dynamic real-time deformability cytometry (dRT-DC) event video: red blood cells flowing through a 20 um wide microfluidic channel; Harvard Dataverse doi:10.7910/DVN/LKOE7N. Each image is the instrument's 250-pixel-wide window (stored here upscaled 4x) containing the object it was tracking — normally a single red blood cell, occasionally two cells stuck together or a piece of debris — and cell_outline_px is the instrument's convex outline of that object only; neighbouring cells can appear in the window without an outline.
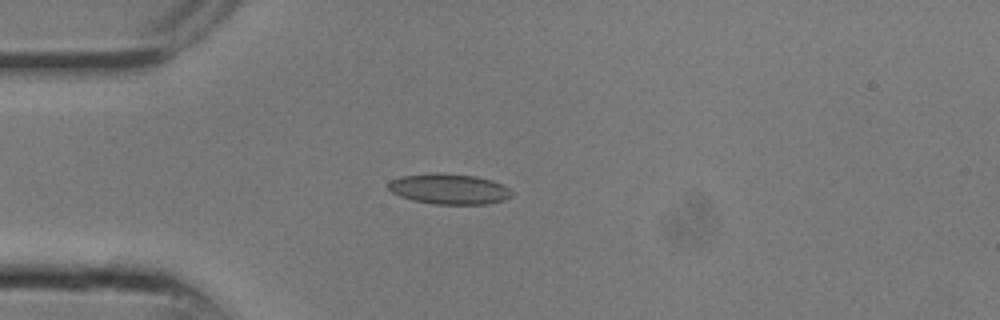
{"species": "common noctule bat (a hibernating species)", "species_latin": "Nyctalus noctula", "temperature_condition": "room temperature", "stored_images_in_passage": 10, "camera_frame_rate_fps": 3000, "um_per_image_px": 0.085, "animal": {"sex": "male", "body_mass_g": 13.3}, "frame": {"image": 1, "passage_image": 6, "time_ms": 1.667, "image_size_px": [1000, 320], "cell_outline_px": [[512, 196], [504, 200], [488, 204], [432, 204], [412, 200], [400, 196], [392, 192], [388, 188], [388, 184], [392, 180], [400, 176], [432, 172], [436, 172], [476, 176], [492, 180], [508, 188], [512, 192]], "centroid_in_image_um": [38.16, 16.06], "position_along_channel_um": 46.8, "area_um2": 22.02}}
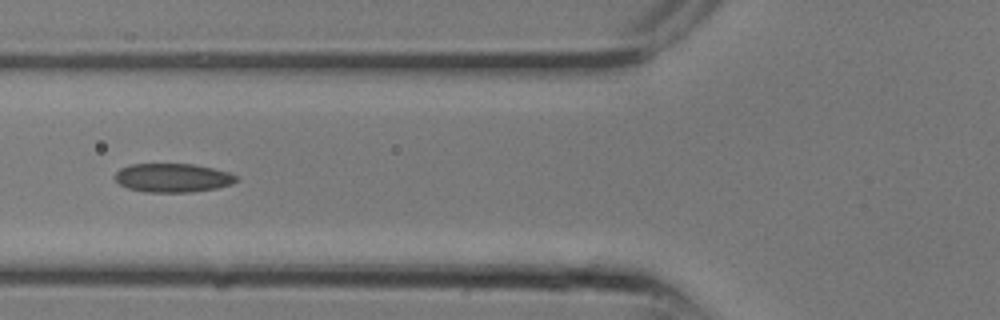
{"frame": {"image": 2, "passage_image": 9, "time_ms": 2.667, "image_size_px": [1000, 320], "cell_outline_px": [[236, 180], [232, 184], [216, 188], [192, 192], [144, 192], [128, 188], [120, 184], [116, 180], [116, 172], [120, 168], [128, 164], [196, 164], [228, 172], [236, 176]], "centroid_in_image_um": [14.66, 15.11], "position_along_channel_um": 111.1, "area_um2": 20.29}}